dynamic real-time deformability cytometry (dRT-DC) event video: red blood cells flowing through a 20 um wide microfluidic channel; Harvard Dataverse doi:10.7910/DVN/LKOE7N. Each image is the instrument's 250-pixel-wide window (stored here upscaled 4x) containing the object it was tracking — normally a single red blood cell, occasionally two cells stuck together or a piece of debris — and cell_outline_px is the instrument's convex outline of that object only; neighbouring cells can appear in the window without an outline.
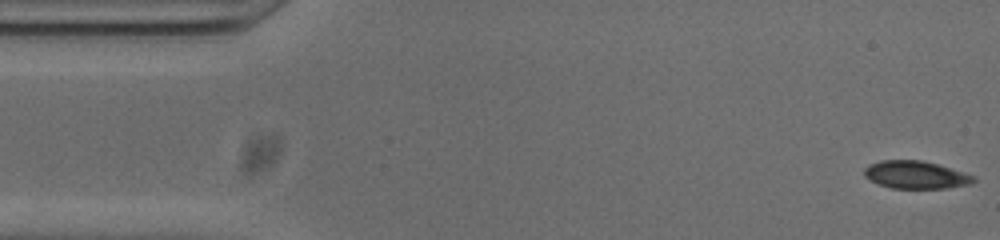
{"species": "common noctule bat (a hibernating species)", "species_latin": "Nyctalus noctula", "temperature_condition": "cold", "stored_images_in_passage": 13, "camera_frame_rate_fps": 3000, "um_per_image_px": 0.085, "animal": {"sex": "male", "body_mass_g": 20.0, "forearm_length_mm": 53.3}, "frame": {"image": 1, "passage_image": 1, "time_ms": 0.0, "image_size_px": [1000, 240], "cell_outline_px": [[976, 180], [972, 184], [948, 188], [892, 188], [880, 184], [864, 176], [864, 168], [868, 164], [880, 160], [920, 160], [936, 164], [976, 176]], "centroid_in_image_um": [77.85, 14.86], "position_along_channel_um": 7.2, "area_um2": 17.57}}